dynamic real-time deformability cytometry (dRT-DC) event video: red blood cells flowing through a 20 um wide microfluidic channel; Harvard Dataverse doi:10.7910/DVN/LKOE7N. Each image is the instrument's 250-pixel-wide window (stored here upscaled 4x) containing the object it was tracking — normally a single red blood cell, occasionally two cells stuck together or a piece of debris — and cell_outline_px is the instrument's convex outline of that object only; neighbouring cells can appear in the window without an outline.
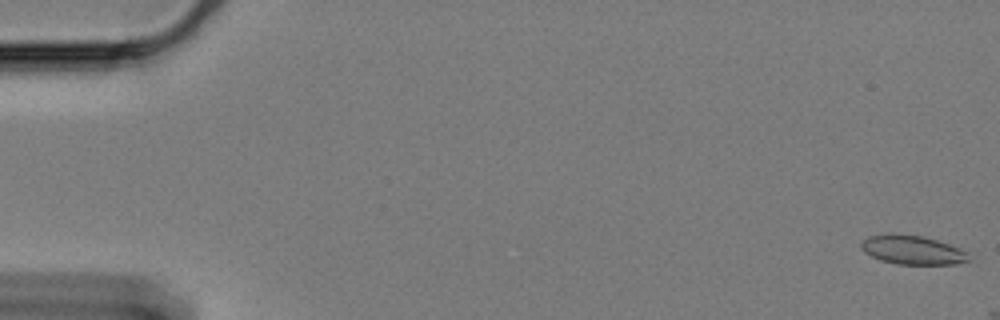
{"species": "Egyptian fruit bat (a non-hibernating species)", "species_latin": "Rousettus aegyptiacus", "temperature_condition": "cold", "stored_images_in_passage": 5, "camera_frame_rate_fps": 3000, "um_per_image_px": 0.085, "animal": {"sex": "female"}, "frame": {"image": 1, "passage_image": 1, "time_ms": 0.0, "image_size_px": [1000, 320], "cell_outline_px": [[972, 260], [956, 264], [896, 264], [880, 260], [864, 252], [860, 248], [860, 240], [868, 236], [892, 232], [924, 236], [960, 248], [968, 252]], "centroid_in_image_um": [77.53, 21.23], "position_along_channel_um": 7.5, "area_um2": 18.61}}